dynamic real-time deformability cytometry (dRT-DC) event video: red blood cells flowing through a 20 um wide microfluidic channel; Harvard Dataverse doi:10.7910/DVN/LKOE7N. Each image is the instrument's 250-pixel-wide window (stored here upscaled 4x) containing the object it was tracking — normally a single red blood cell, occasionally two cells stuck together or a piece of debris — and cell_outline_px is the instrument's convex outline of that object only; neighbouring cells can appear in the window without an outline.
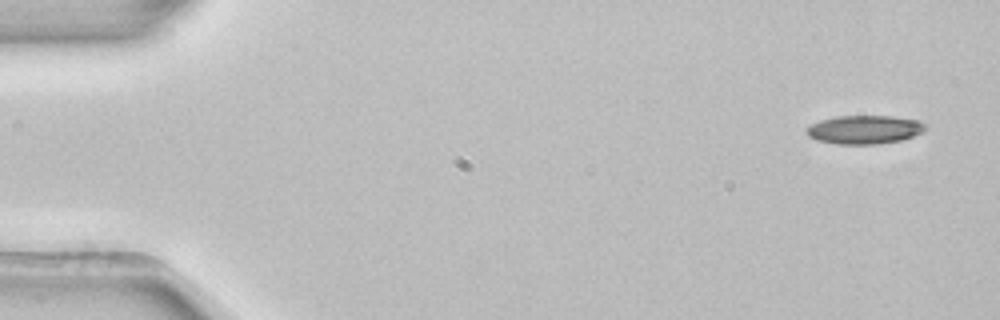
{"species": "common noctule bat (a hibernating species)", "species_latin": "Nyctalus noctula", "temperature_condition": "room temperature", "stored_images_in_passage": 4, "camera_frame_rate_fps": 3000, "um_per_image_px": 0.085, "animal": {"sex": "female", "body_mass_g": 22.7, "forearm_length_mm": 54.2}, "frame": {"image": 1, "passage_image": 1, "time_ms": 0.0, "image_size_px": [1000, 320], "cell_outline_px": [[928, 128], [912, 136], [900, 140], [880, 144], [836, 144], [816, 140], [808, 136], [804, 132], [804, 128], [820, 120], [836, 116], [892, 116], [920, 120]], "centroid_in_image_um": [73.44, 11.01], "position_along_channel_um": 11.6, "area_um2": 19.94}}
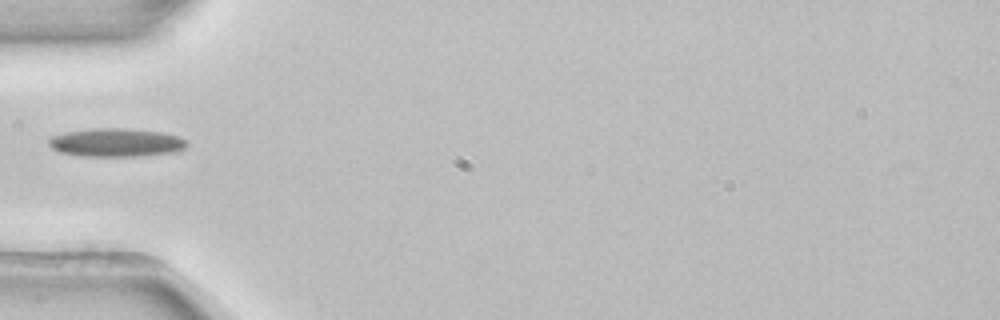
{"frame": {"image": 2, "passage_image": 4, "time_ms": 1.0, "image_size_px": [1000, 320], "cell_outline_px": [[188, 144], [184, 148], [172, 152], [136, 156], [80, 156], [60, 152], [52, 148], [48, 144], [48, 140], [52, 136], [64, 132], [92, 128], [124, 128], [164, 132], [180, 136], [188, 140]], "centroid_in_image_um": [9.87, 12.1], "position_along_channel_um": 75.1, "area_um2": 23.0}}